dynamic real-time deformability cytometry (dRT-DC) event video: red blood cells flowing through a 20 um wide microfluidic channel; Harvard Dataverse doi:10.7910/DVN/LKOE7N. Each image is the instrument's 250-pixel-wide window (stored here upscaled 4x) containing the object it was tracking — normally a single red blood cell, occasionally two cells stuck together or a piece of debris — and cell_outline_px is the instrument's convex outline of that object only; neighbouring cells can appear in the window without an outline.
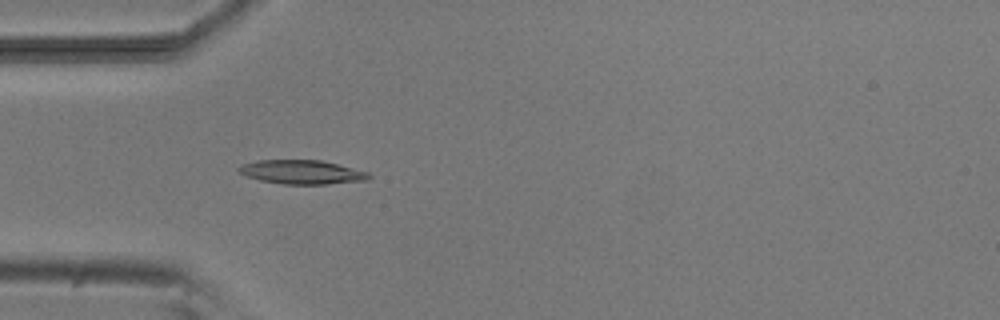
{"species": "common noctule bat (a hibernating species)", "species_latin": "Nyctalus noctula", "temperature_condition": "room temperature", "stored_images_in_passage": 5, "camera_frame_rate_fps": 3000, "um_per_image_px": 0.085, "animal": {"sex": "male", "body_mass_g": 20.5, "forearm_length_mm": 52.5}, "frame": {"image": 1, "passage_image": 5, "time_ms": 4.667, "image_size_px": [1000, 320], "cell_outline_px": [[372, 176], [368, 180], [328, 184], [284, 184], [260, 180], [248, 176], [240, 172], [236, 168], [240, 164], [256, 160], [320, 160], [368, 172]], "centroid_in_image_um": [25.64, 14.62], "position_along_channel_um": 59.4, "area_um2": 18.09}}